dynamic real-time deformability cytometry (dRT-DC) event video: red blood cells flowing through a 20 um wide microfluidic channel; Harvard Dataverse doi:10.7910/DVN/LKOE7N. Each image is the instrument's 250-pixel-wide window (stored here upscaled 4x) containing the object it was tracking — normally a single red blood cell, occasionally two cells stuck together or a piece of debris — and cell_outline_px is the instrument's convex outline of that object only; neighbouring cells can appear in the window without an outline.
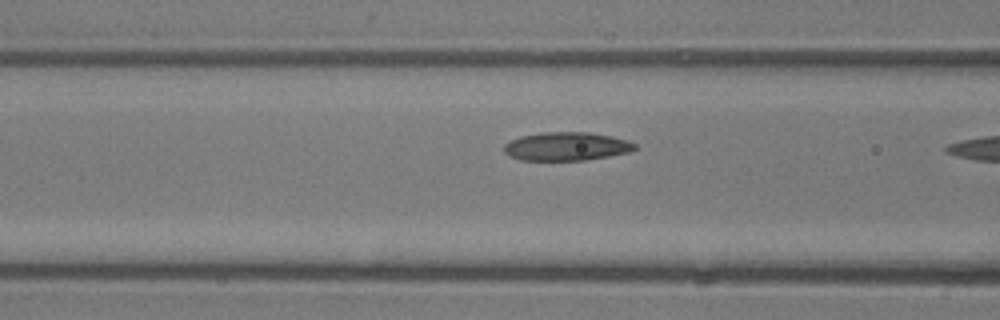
{"species": "common noctule bat (a hibernating species)", "species_latin": "Nyctalus noctula", "temperature_condition": "room temperature", "stored_images_in_passage": 11, "camera_frame_rate_fps": 3000, "um_per_image_px": 0.085, "animal": {"sex": "male", "body_mass_g": 13.3}, "frame": {"image": 1, "passage_image": 10, "time_ms": 3.0, "image_size_px": [1000, 320], "cell_outline_px": [[636, 148], [628, 152], [608, 156], [584, 160], [520, 160], [504, 152], [504, 144], [520, 136], [540, 132], [588, 132], [612, 136], [628, 140], [636, 144]], "centroid_in_image_um": [48.15, 12.43], "position_along_channel_um": 118.5, "area_um2": 21.62}}